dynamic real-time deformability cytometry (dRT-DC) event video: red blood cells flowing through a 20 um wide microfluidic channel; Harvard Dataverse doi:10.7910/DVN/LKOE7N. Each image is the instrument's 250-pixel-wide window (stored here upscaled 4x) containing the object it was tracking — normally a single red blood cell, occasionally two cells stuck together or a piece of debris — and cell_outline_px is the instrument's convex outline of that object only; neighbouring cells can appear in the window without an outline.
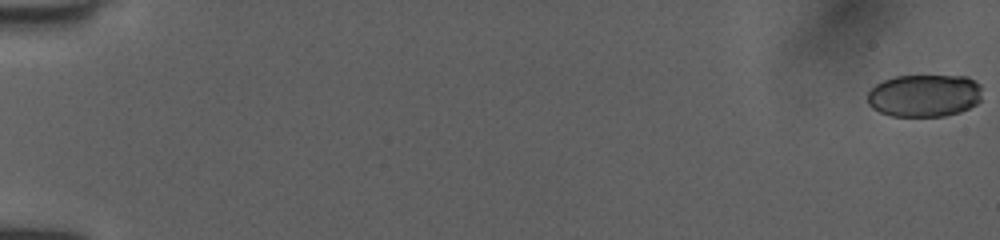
{"species": "human", "species_latin": "Homo sapiens", "temperature_condition": "room temperature", "stored_images_in_passage": 53, "camera_frame_rate_fps": 3000, "um_per_image_px": 0.085, "donor": {"sex": "female"}, "frame": {"image": 1, "passage_image": 1, "time_ms": 0.0, "image_size_px": [1000, 240], "cell_outline_px": [[980, 100], [976, 104], [960, 112], [944, 116], [892, 116], [880, 112], [872, 108], [868, 104], [868, 92], [876, 84], [884, 80], [896, 76], [968, 76], [980, 84]], "centroid_in_image_um": [78.57, 8.12], "position_along_channel_um": 6.4, "area_um2": 28.44}}
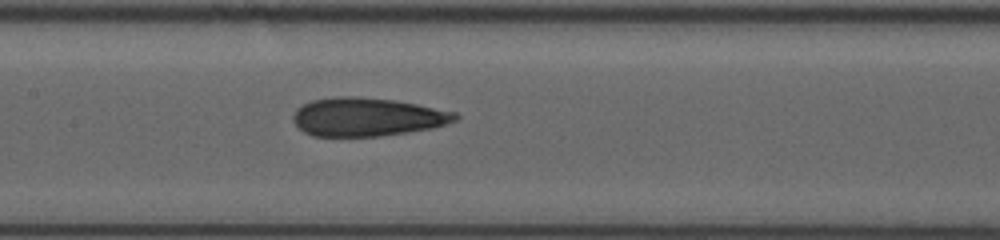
{"frame": {"image": 2, "passage_image": 28, "time_ms": 9.0, "image_size_px": [1000, 240], "cell_outline_px": [[460, 116], [456, 120], [432, 128], [408, 132], [380, 136], [312, 136], [304, 132], [292, 120], [292, 116], [296, 108], [312, 100], [332, 96], [352, 96], [396, 100], [456, 112]], "centroid_in_image_um": [31.18, 9.93], "position_along_channel_um": 176.2, "area_um2": 36.36}}
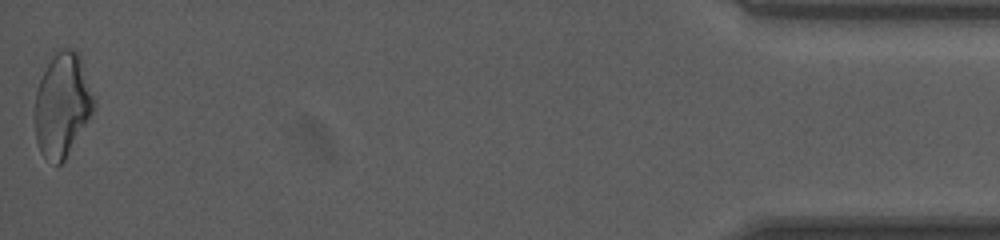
{"frame": {"image": 3, "passage_image": 53, "time_ms": 17.333, "image_size_px": [1000, 240], "cell_outline_px": [[96, 108], [64, 160], [60, 164], [56, 164], [44, 156], [40, 152], [36, 140], [36, 88], [52, 56], [60, 48], [72, 48], [80, 56], [96, 100]], "centroid_in_image_um": [5.33, 8.9], "position_along_channel_um": 429.9, "area_um2": 35.43}, "authors_computed_cell_mechanics": {"area_um2": 35.0846, "velocity_mm_per_s": 4.0505, "shape_relaxation_time_tau1_ms": 8.1697, "shape_relaxation_time_tau2_ms": 2.5158, "deformation_change_tau1": 0.1889, "deformation_change_tau2": 0.1287}}